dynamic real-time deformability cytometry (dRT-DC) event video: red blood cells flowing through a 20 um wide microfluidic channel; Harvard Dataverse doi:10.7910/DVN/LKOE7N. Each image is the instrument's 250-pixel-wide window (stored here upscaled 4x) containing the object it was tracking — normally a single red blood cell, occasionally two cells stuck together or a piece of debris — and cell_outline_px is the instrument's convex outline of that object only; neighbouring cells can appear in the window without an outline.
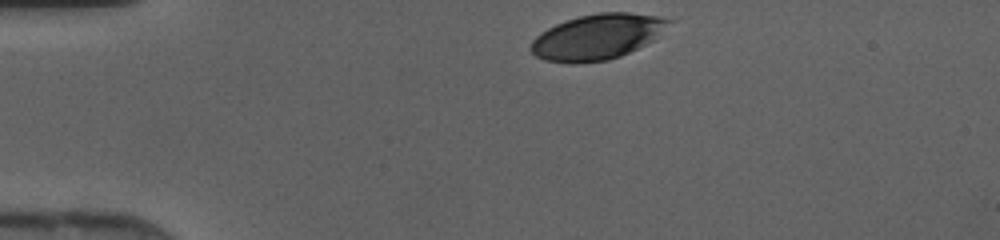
{"species": "human", "species_latin": "Homo sapiens", "temperature_condition": "cold", "stored_images_in_passage": 30, "camera_frame_rate_fps": 3000, "um_per_image_px": 0.085, "donor": {"sex": "female"}, "frame": {"image": 1, "passage_image": 1, "time_ms": 0.0, "image_size_px": [1000, 240], "cell_outline_px": [[676, 20], [652, 40], [620, 56], [608, 60], [572, 64], [568, 64], [544, 60], [536, 56], [532, 52], [532, 40], [540, 32], [564, 20], [580, 16], [600, 12], [628, 12], [660, 16]], "centroid_in_image_um": [50.78, 3.12], "position_along_channel_um": 34.2, "area_um2": 36.53}}
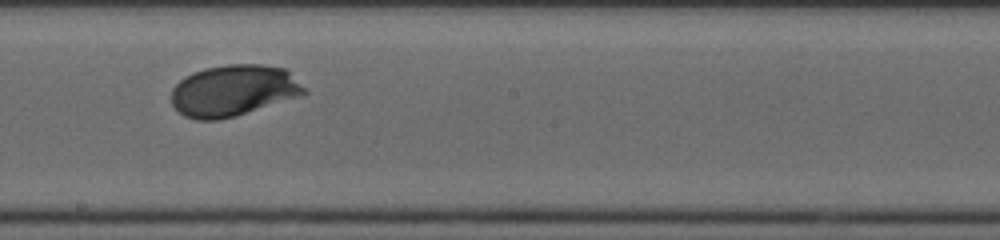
{"frame": {"image": 2, "passage_image": 18, "time_ms": 5.667, "image_size_px": [1000, 240], "cell_outline_px": [[308, 92], [304, 96], [232, 116], [216, 120], [196, 120], [184, 116], [172, 104], [172, 88], [184, 76], [192, 72], [204, 68], [228, 64], [260, 64], [288, 68]], "centroid_in_image_um": [19.88, 7.68], "position_along_channel_um": 228.3, "area_um2": 40.0}}
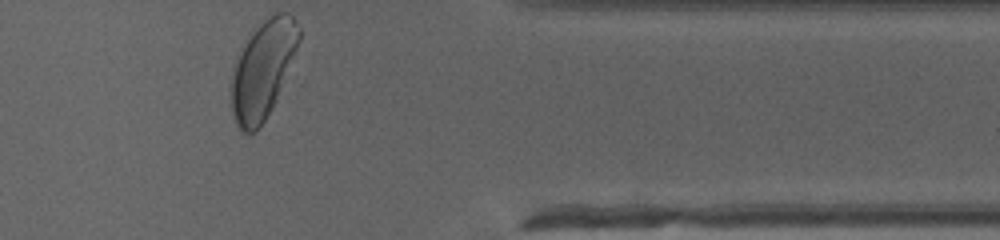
{"frame": {"image": 3, "passage_image": 30, "time_ms": 9.667, "image_size_px": [1000, 240], "cell_outline_px": [[300, 40], [276, 100], [264, 120], [256, 132], [244, 132], [236, 124], [232, 112], [232, 76], [240, 52], [256, 28], [264, 20], [276, 12], [288, 12], [292, 16], [300, 28]], "centroid_in_image_um": [22.36, 5.91], "position_along_channel_um": 389.0, "area_um2": 37.4}}